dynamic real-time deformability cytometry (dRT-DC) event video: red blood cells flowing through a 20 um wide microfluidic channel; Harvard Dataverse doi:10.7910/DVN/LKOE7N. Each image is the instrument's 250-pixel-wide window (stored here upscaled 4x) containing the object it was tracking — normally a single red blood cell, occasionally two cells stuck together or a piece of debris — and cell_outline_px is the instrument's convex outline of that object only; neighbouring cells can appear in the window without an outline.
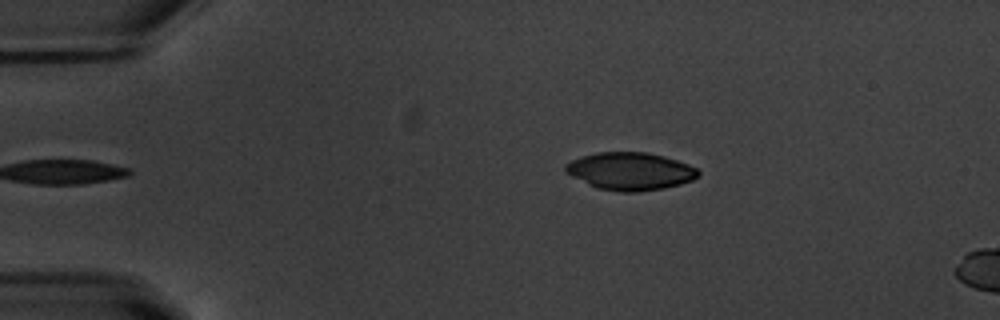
{"species": "common noctule bat (a hibernating species)", "species_latin": "Nyctalus noctula", "temperature_condition": "warm", "stored_images_in_passage": 5, "camera_frame_rate_fps": 3000, "um_per_image_px": 0.085, "animal": {"sex": "male", "body_mass_g": 20.1, "forearm_length_mm": 53.5}, "frame": {"image": 1, "passage_image": 1, "time_ms": 0.0, "image_size_px": [1000, 320], "cell_outline_px": [[700, 176], [692, 180], [680, 184], [664, 188], [636, 192], [620, 192], [596, 188], [564, 172], [564, 164], [572, 160], [596, 152], [644, 152], [664, 156], [688, 164], [696, 168], [700, 172]], "centroid_in_image_um": [53.56, 14.56], "position_along_channel_um": 31.4, "area_um2": 29.13}}